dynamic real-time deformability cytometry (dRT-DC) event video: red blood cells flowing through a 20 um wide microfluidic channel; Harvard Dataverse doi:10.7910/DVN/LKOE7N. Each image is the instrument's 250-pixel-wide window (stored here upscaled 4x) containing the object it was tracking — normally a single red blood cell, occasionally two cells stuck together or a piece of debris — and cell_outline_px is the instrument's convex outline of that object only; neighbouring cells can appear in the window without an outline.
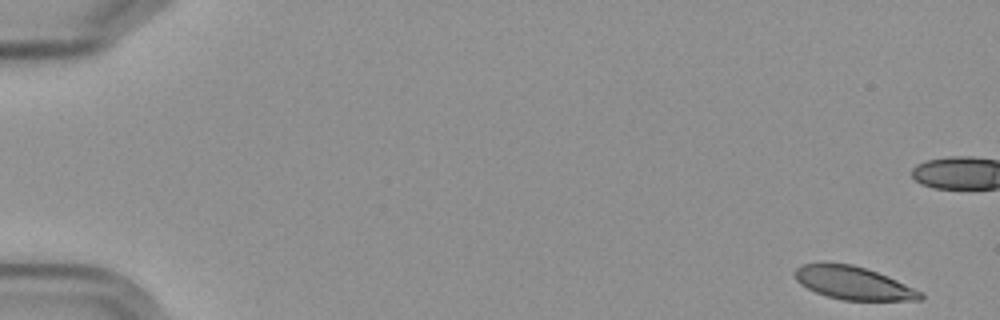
{"species": "Egyptian fruit bat (a non-hibernating species)", "species_latin": "Rousettus aegyptiacus", "temperature_condition": "cold", "stored_images_in_passage": 8, "segment_of_instrument_passage": [1, 2], "camera_frame_rate_fps": 3000, "um_per_image_px": 0.085, "frame": {"image": 1, "passage_image": 1, "time_ms": 0.0, "image_size_px": [1000, 320], "cell_outline_px": [[924, 296], [920, 300], [840, 300], [816, 292], [800, 284], [796, 280], [792, 272], [796, 268], [804, 264], [852, 264], [888, 276], [920, 292]], "centroid_in_image_um": [72.49, 24.07], "position_along_channel_um": 12.5, "area_um2": 23.64}}
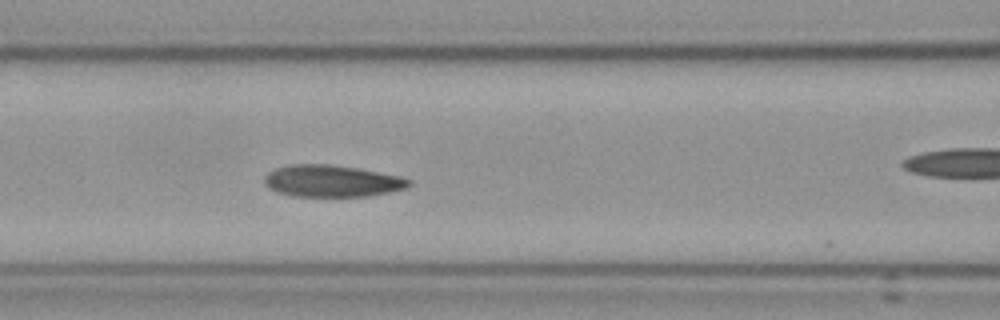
{"frame": {"image": 2, "passage_image": 7, "time_ms": 7.667, "image_size_px": [1000, 320], "cell_outline_px": [[412, 184], [408, 188], [368, 196], [292, 196], [276, 192], [268, 188], [264, 184], [264, 176], [268, 172], [276, 168], [292, 164], [328, 164], [356, 168], [400, 176], [412, 180]], "centroid_in_image_um": [28.19, 15.39], "position_along_channel_um": 138.4, "area_um2": 26.88}}